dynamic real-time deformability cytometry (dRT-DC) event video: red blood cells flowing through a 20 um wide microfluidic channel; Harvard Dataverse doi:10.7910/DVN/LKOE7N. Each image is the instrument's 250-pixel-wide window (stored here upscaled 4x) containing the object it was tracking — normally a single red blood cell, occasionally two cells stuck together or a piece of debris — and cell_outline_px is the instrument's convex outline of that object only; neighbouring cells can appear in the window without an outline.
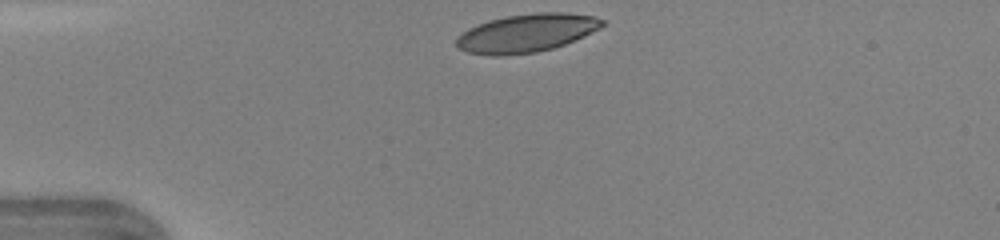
{"species": "human", "species_latin": "Homo sapiens", "temperature_condition": "warm", "stored_images_in_passage": 29, "camera_frame_rate_fps": 3000, "um_per_image_px": 0.085, "donor": {"sex": "female"}, "frame": {"image": 1, "passage_image": 1, "time_ms": 0.0, "image_size_px": [1000, 240], "cell_outline_px": [[608, 20], [600, 28], [584, 36], [564, 44], [552, 48], [536, 52], [504, 56], [492, 56], [468, 52], [460, 48], [456, 44], [456, 36], [468, 28], [488, 20], [504, 16], [536, 12], [564, 12], [596, 16]], "centroid_in_image_um": [44.77, 2.8], "position_along_channel_um": 40.2, "area_um2": 32.77}}
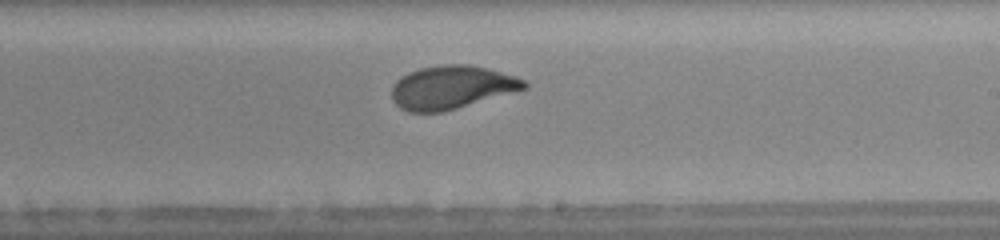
{"frame": {"image": 2, "passage_image": 18, "time_ms": 5.667, "image_size_px": [1000, 240], "cell_outline_px": [[528, 88], [444, 112], [408, 112], [400, 108], [392, 100], [392, 84], [400, 76], [408, 72], [420, 68], [444, 64], [468, 64], [488, 68], [516, 76], [524, 80], [528, 84]], "centroid_in_image_um": [38.37, 7.42], "position_along_channel_um": 250.6, "area_um2": 33.7}}
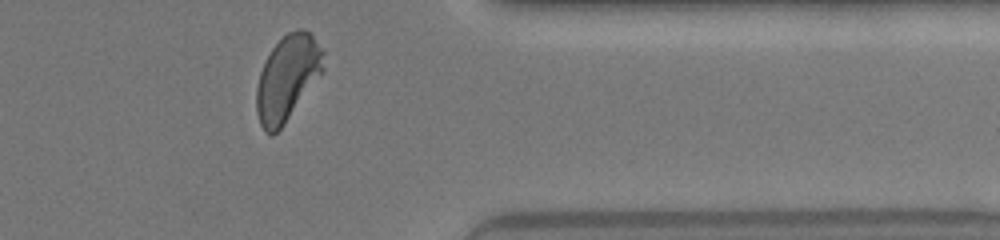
{"frame": {"image": 3, "passage_image": 28, "time_ms": 9.0, "image_size_px": [1000, 240], "cell_outline_px": [[324, 72], [284, 124], [272, 136], [264, 132], [260, 124], [256, 112], [256, 88], [260, 72], [272, 48], [288, 32], [296, 28], [304, 28], [312, 32], [324, 48]], "centroid_in_image_um": [24.47, 6.6], "position_along_channel_um": 386.9, "area_um2": 33.76}, "authors_computed_cell_mechanics": {"area_um2": 33.6974, "velocity_mm_per_s": 4.3636, "shape_relaxation_time_tau1_ms": 3.4581, "shape_relaxation_time_tau2_ms": null, "deformation_change_tau1": 0.1635, "deformation_change_tau2": null}}